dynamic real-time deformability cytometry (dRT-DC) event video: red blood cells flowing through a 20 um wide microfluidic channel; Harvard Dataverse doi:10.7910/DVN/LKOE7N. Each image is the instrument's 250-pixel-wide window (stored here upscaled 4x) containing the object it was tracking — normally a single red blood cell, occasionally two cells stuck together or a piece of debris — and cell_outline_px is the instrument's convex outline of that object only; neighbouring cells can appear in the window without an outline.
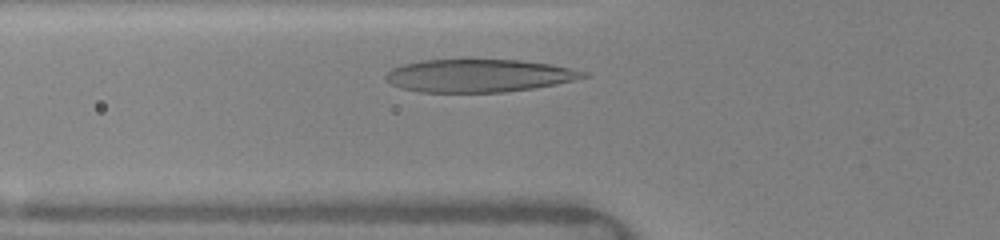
{"species": "human", "species_latin": "Homo sapiens", "temperature_condition": "warm", "stored_images_in_passage": 30, "camera_frame_rate_fps": 3000, "um_per_image_px": 0.085, "donor": {"sex": "female"}, "frame": {"image": 1, "passage_image": 6, "time_ms": 1.333, "image_size_px": [1000, 240], "cell_outline_px": [[588, 76], [556, 84], [532, 88], [504, 92], [420, 92], [400, 88], [392, 84], [384, 76], [392, 68], [404, 64], [420, 60], [520, 60], [552, 64], [588, 72]], "centroid_in_image_um": [40.7, 6.43], "position_along_channel_um": 85.1, "area_um2": 37.63}}
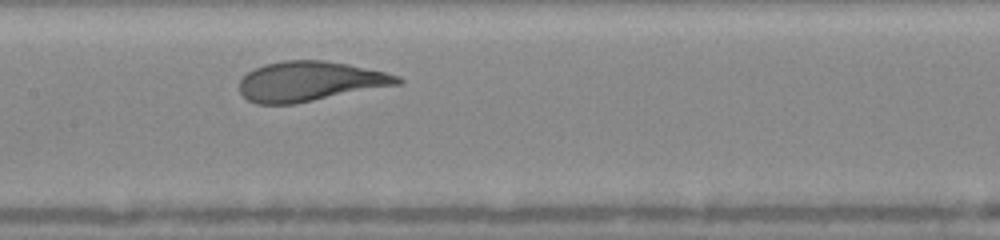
{"frame": {"image": 2, "passage_image": 15, "time_ms": 3.667, "image_size_px": [1000, 240], "cell_outline_px": [[404, 80], [400, 84], [296, 104], [256, 104], [248, 100], [240, 92], [240, 80], [248, 72], [264, 64], [284, 60], [324, 60], [348, 64], [384, 72], [400, 76]], "centroid_in_image_um": [26.35, 6.92], "position_along_channel_um": 181.1, "area_um2": 36.7}}
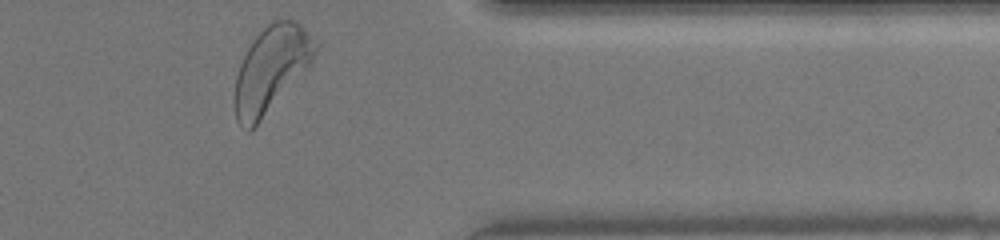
{"frame": {"image": 3, "passage_image": 30, "time_ms": 9.0, "image_size_px": [1000, 240], "cell_outline_px": [[320, 48], [308, 68], [260, 120], [248, 132], [236, 120], [236, 76], [240, 64], [252, 40], [276, 16], [292, 20], [300, 24], [320, 44]], "centroid_in_image_um": [23.1, 5.79], "position_along_channel_um": 388.3, "area_um2": 39.82}, "authors_computed_cell_mechanics": {"area_um2": 37.0787, "velocity_mm_per_s": 4.0784, "shape_relaxation_time_tau1_ms": 2.1991, "shape_relaxation_time_tau2_ms": null, "deformation_change_tau1": 0.1692, "deformation_change_tau2": null}}